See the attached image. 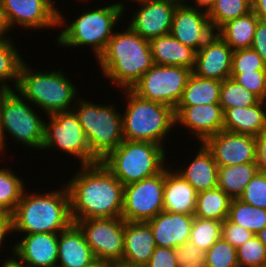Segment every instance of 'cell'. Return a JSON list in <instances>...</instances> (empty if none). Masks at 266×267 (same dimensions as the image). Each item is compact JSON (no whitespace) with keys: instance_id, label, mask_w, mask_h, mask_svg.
I'll use <instances>...</instances> for the list:
<instances>
[{"instance_id":"1","label":"cell","mask_w":266,"mask_h":267,"mask_svg":"<svg viewBox=\"0 0 266 267\" xmlns=\"http://www.w3.org/2000/svg\"><path fill=\"white\" fill-rule=\"evenodd\" d=\"M75 174L65 185L69 192L73 223L122 216L124 185L101 161L82 165Z\"/></svg>"},{"instance_id":"2","label":"cell","mask_w":266,"mask_h":267,"mask_svg":"<svg viewBox=\"0 0 266 267\" xmlns=\"http://www.w3.org/2000/svg\"><path fill=\"white\" fill-rule=\"evenodd\" d=\"M96 60L105 78L122 90L132 89L154 65L149 40L129 26L122 32H114L105 51Z\"/></svg>"},{"instance_id":"3","label":"cell","mask_w":266,"mask_h":267,"mask_svg":"<svg viewBox=\"0 0 266 267\" xmlns=\"http://www.w3.org/2000/svg\"><path fill=\"white\" fill-rule=\"evenodd\" d=\"M12 232L60 233L72 223L70 197L65 184L47 193H27L11 214Z\"/></svg>"},{"instance_id":"4","label":"cell","mask_w":266,"mask_h":267,"mask_svg":"<svg viewBox=\"0 0 266 267\" xmlns=\"http://www.w3.org/2000/svg\"><path fill=\"white\" fill-rule=\"evenodd\" d=\"M29 66L26 62L22 63L16 91L30 101V106L35 104L36 108L42 109L47 116L73 110L78 89L65 77L62 70L38 72ZM71 103L74 104L71 106Z\"/></svg>"},{"instance_id":"5","label":"cell","mask_w":266,"mask_h":267,"mask_svg":"<svg viewBox=\"0 0 266 267\" xmlns=\"http://www.w3.org/2000/svg\"><path fill=\"white\" fill-rule=\"evenodd\" d=\"M122 91L127 98L126 110L122 113L123 138L163 146L168 132L175 127V109L143 99L131 89Z\"/></svg>"},{"instance_id":"6","label":"cell","mask_w":266,"mask_h":267,"mask_svg":"<svg viewBox=\"0 0 266 267\" xmlns=\"http://www.w3.org/2000/svg\"><path fill=\"white\" fill-rule=\"evenodd\" d=\"M123 2L107 4L101 8L87 9L59 33V46L78 48L90 46L98 59L105 51L120 18L126 10Z\"/></svg>"},{"instance_id":"7","label":"cell","mask_w":266,"mask_h":267,"mask_svg":"<svg viewBox=\"0 0 266 267\" xmlns=\"http://www.w3.org/2000/svg\"><path fill=\"white\" fill-rule=\"evenodd\" d=\"M164 148L156 143L124 139L101 162L126 186L160 173L166 167Z\"/></svg>"},{"instance_id":"8","label":"cell","mask_w":266,"mask_h":267,"mask_svg":"<svg viewBox=\"0 0 266 267\" xmlns=\"http://www.w3.org/2000/svg\"><path fill=\"white\" fill-rule=\"evenodd\" d=\"M73 110L84 129L90 151L98 161L103 160L124 140L122 114L117 112L113 104L96 105L77 97Z\"/></svg>"},{"instance_id":"9","label":"cell","mask_w":266,"mask_h":267,"mask_svg":"<svg viewBox=\"0 0 266 267\" xmlns=\"http://www.w3.org/2000/svg\"><path fill=\"white\" fill-rule=\"evenodd\" d=\"M16 89L10 90L4 97L1 112L0 153L5 152V132L14 139L39 151L44 142L45 120H42L28 101L21 97ZM13 137V138H12Z\"/></svg>"},{"instance_id":"10","label":"cell","mask_w":266,"mask_h":267,"mask_svg":"<svg viewBox=\"0 0 266 267\" xmlns=\"http://www.w3.org/2000/svg\"><path fill=\"white\" fill-rule=\"evenodd\" d=\"M48 120L45 121L41 150L58 148L63 153L78 158L80 166L99 162L90 151L84 129L74 110L53 113L48 115Z\"/></svg>"},{"instance_id":"11","label":"cell","mask_w":266,"mask_h":267,"mask_svg":"<svg viewBox=\"0 0 266 267\" xmlns=\"http://www.w3.org/2000/svg\"><path fill=\"white\" fill-rule=\"evenodd\" d=\"M191 74V69L182 66L154 64L131 90L143 99L175 109Z\"/></svg>"},{"instance_id":"12","label":"cell","mask_w":266,"mask_h":267,"mask_svg":"<svg viewBox=\"0 0 266 267\" xmlns=\"http://www.w3.org/2000/svg\"><path fill=\"white\" fill-rule=\"evenodd\" d=\"M165 168L158 174L124 186L122 218L148 221L163 211Z\"/></svg>"},{"instance_id":"13","label":"cell","mask_w":266,"mask_h":267,"mask_svg":"<svg viewBox=\"0 0 266 267\" xmlns=\"http://www.w3.org/2000/svg\"><path fill=\"white\" fill-rule=\"evenodd\" d=\"M96 260L115 264L124 251V219L98 218L76 221Z\"/></svg>"},{"instance_id":"14","label":"cell","mask_w":266,"mask_h":267,"mask_svg":"<svg viewBox=\"0 0 266 267\" xmlns=\"http://www.w3.org/2000/svg\"><path fill=\"white\" fill-rule=\"evenodd\" d=\"M1 4L12 30L15 25L31 30L62 28L67 22L54 0H1Z\"/></svg>"},{"instance_id":"15","label":"cell","mask_w":266,"mask_h":267,"mask_svg":"<svg viewBox=\"0 0 266 267\" xmlns=\"http://www.w3.org/2000/svg\"><path fill=\"white\" fill-rule=\"evenodd\" d=\"M218 166H233L256 162V137L220 131L204 143Z\"/></svg>"},{"instance_id":"16","label":"cell","mask_w":266,"mask_h":267,"mask_svg":"<svg viewBox=\"0 0 266 267\" xmlns=\"http://www.w3.org/2000/svg\"><path fill=\"white\" fill-rule=\"evenodd\" d=\"M128 26L146 40L170 34L173 15L177 5L166 0H143L137 2Z\"/></svg>"},{"instance_id":"17","label":"cell","mask_w":266,"mask_h":267,"mask_svg":"<svg viewBox=\"0 0 266 267\" xmlns=\"http://www.w3.org/2000/svg\"><path fill=\"white\" fill-rule=\"evenodd\" d=\"M208 14L189 6H177L170 34L197 52L214 34Z\"/></svg>"},{"instance_id":"18","label":"cell","mask_w":266,"mask_h":267,"mask_svg":"<svg viewBox=\"0 0 266 267\" xmlns=\"http://www.w3.org/2000/svg\"><path fill=\"white\" fill-rule=\"evenodd\" d=\"M185 126L190 134L204 143L209 137L223 130V110L219 103L175 108V126Z\"/></svg>"},{"instance_id":"19","label":"cell","mask_w":266,"mask_h":267,"mask_svg":"<svg viewBox=\"0 0 266 267\" xmlns=\"http://www.w3.org/2000/svg\"><path fill=\"white\" fill-rule=\"evenodd\" d=\"M233 49L215 33L195 53L192 73L197 77L224 81L230 78Z\"/></svg>"},{"instance_id":"20","label":"cell","mask_w":266,"mask_h":267,"mask_svg":"<svg viewBox=\"0 0 266 267\" xmlns=\"http://www.w3.org/2000/svg\"><path fill=\"white\" fill-rule=\"evenodd\" d=\"M58 234H24L12 248V255L27 267H57Z\"/></svg>"},{"instance_id":"21","label":"cell","mask_w":266,"mask_h":267,"mask_svg":"<svg viewBox=\"0 0 266 267\" xmlns=\"http://www.w3.org/2000/svg\"><path fill=\"white\" fill-rule=\"evenodd\" d=\"M194 215L162 211L146 221L157 247L176 248L190 239Z\"/></svg>"},{"instance_id":"22","label":"cell","mask_w":266,"mask_h":267,"mask_svg":"<svg viewBox=\"0 0 266 267\" xmlns=\"http://www.w3.org/2000/svg\"><path fill=\"white\" fill-rule=\"evenodd\" d=\"M156 243L147 222H128L124 220V251L121 262L146 266Z\"/></svg>"},{"instance_id":"23","label":"cell","mask_w":266,"mask_h":267,"mask_svg":"<svg viewBox=\"0 0 266 267\" xmlns=\"http://www.w3.org/2000/svg\"><path fill=\"white\" fill-rule=\"evenodd\" d=\"M96 261L83 232L75 223L58 234L57 267H88Z\"/></svg>"},{"instance_id":"24","label":"cell","mask_w":266,"mask_h":267,"mask_svg":"<svg viewBox=\"0 0 266 267\" xmlns=\"http://www.w3.org/2000/svg\"><path fill=\"white\" fill-rule=\"evenodd\" d=\"M198 192L176 170L165 167L163 211L194 215Z\"/></svg>"},{"instance_id":"25","label":"cell","mask_w":266,"mask_h":267,"mask_svg":"<svg viewBox=\"0 0 266 267\" xmlns=\"http://www.w3.org/2000/svg\"><path fill=\"white\" fill-rule=\"evenodd\" d=\"M266 128V101L223 111V130L257 137Z\"/></svg>"},{"instance_id":"26","label":"cell","mask_w":266,"mask_h":267,"mask_svg":"<svg viewBox=\"0 0 266 267\" xmlns=\"http://www.w3.org/2000/svg\"><path fill=\"white\" fill-rule=\"evenodd\" d=\"M194 159L184 169L177 173L188 181L197 192L217 188L218 165L212 153L202 143Z\"/></svg>"},{"instance_id":"27","label":"cell","mask_w":266,"mask_h":267,"mask_svg":"<svg viewBox=\"0 0 266 267\" xmlns=\"http://www.w3.org/2000/svg\"><path fill=\"white\" fill-rule=\"evenodd\" d=\"M154 64L164 66H182L193 70L195 51L185 46L171 34L149 40Z\"/></svg>"},{"instance_id":"28","label":"cell","mask_w":266,"mask_h":267,"mask_svg":"<svg viewBox=\"0 0 266 267\" xmlns=\"http://www.w3.org/2000/svg\"><path fill=\"white\" fill-rule=\"evenodd\" d=\"M259 18L252 11L225 23L216 33L233 49L251 48Z\"/></svg>"},{"instance_id":"29","label":"cell","mask_w":266,"mask_h":267,"mask_svg":"<svg viewBox=\"0 0 266 267\" xmlns=\"http://www.w3.org/2000/svg\"><path fill=\"white\" fill-rule=\"evenodd\" d=\"M256 162L233 166H218V185L231 199L239 198L247 184L259 171Z\"/></svg>"},{"instance_id":"30","label":"cell","mask_w":266,"mask_h":267,"mask_svg":"<svg viewBox=\"0 0 266 267\" xmlns=\"http://www.w3.org/2000/svg\"><path fill=\"white\" fill-rule=\"evenodd\" d=\"M222 81L205 79L191 74L177 106L219 103Z\"/></svg>"},{"instance_id":"31","label":"cell","mask_w":266,"mask_h":267,"mask_svg":"<svg viewBox=\"0 0 266 267\" xmlns=\"http://www.w3.org/2000/svg\"><path fill=\"white\" fill-rule=\"evenodd\" d=\"M231 200L218 187L198 192L194 216L223 222L228 217Z\"/></svg>"},{"instance_id":"32","label":"cell","mask_w":266,"mask_h":267,"mask_svg":"<svg viewBox=\"0 0 266 267\" xmlns=\"http://www.w3.org/2000/svg\"><path fill=\"white\" fill-rule=\"evenodd\" d=\"M227 219L257 234L266 227V209L251 206L239 198H234L231 200Z\"/></svg>"},{"instance_id":"33","label":"cell","mask_w":266,"mask_h":267,"mask_svg":"<svg viewBox=\"0 0 266 267\" xmlns=\"http://www.w3.org/2000/svg\"><path fill=\"white\" fill-rule=\"evenodd\" d=\"M11 39L0 40V86L10 89H16L19 80V72L22 63L25 61L22 55L14 47ZM14 82L13 87L8 83ZM8 83V84H7Z\"/></svg>"},{"instance_id":"34","label":"cell","mask_w":266,"mask_h":267,"mask_svg":"<svg viewBox=\"0 0 266 267\" xmlns=\"http://www.w3.org/2000/svg\"><path fill=\"white\" fill-rule=\"evenodd\" d=\"M252 12V0H216L207 13L217 32L225 23Z\"/></svg>"},{"instance_id":"35","label":"cell","mask_w":266,"mask_h":267,"mask_svg":"<svg viewBox=\"0 0 266 267\" xmlns=\"http://www.w3.org/2000/svg\"><path fill=\"white\" fill-rule=\"evenodd\" d=\"M23 179L10 168L0 167V212L12 214L26 189Z\"/></svg>"},{"instance_id":"36","label":"cell","mask_w":266,"mask_h":267,"mask_svg":"<svg viewBox=\"0 0 266 267\" xmlns=\"http://www.w3.org/2000/svg\"><path fill=\"white\" fill-rule=\"evenodd\" d=\"M259 101L260 99L256 95L236 83L232 78L222 81L219 104L223 111L235 107L253 106Z\"/></svg>"},{"instance_id":"37","label":"cell","mask_w":266,"mask_h":267,"mask_svg":"<svg viewBox=\"0 0 266 267\" xmlns=\"http://www.w3.org/2000/svg\"><path fill=\"white\" fill-rule=\"evenodd\" d=\"M222 221L202 219L194 216L190 232V241L207 252L221 237Z\"/></svg>"},{"instance_id":"38","label":"cell","mask_w":266,"mask_h":267,"mask_svg":"<svg viewBox=\"0 0 266 267\" xmlns=\"http://www.w3.org/2000/svg\"><path fill=\"white\" fill-rule=\"evenodd\" d=\"M236 252L239 267H266V246L255 234Z\"/></svg>"},{"instance_id":"39","label":"cell","mask_w":266,"mask_h":267,"mask_svg":"<svg viewBox=\"0 0 266 267\" xmlns=\"http://www.w3.org/2000/svg\"><path fill=\"white\" fill-rule=\"evenodd\" d=\"M206 267H239L236 248L220 237L205 252Z\"/></svg>"},{"instance_id":"40","label":"cell","mask_w":266,"mask_h":267,"mask_svg":"<svg viewBox=\"0 0 266 267\" xmlns=\"http://www.w3.org/2000/svg\"><path fill=\"white\" fill-rule=\"evenodd\" d=\"M266 71V64L252 48L233 51L231 73Z\"/></svg>"},{"instance_id":"41","label":"cell","mask_w":266,"mask_h":267,"mask_svg":"<svg viewBox=\"0 0 266 267\" xmlns=\"http://www.w3.org/2000/svg\"><path fill=\"white\" fill-rule=\"evenodd\" d=\"M251 206L266 209V171L259 170L247 184L243 194L239 197Z\"/></svg>"},{"instance_id":"42","label":"cell","mask_w":266,"mask_h":267,"mask_svg":"<svg viewBox=\"0 0 266 267\" xmlns=\"http://www.w3.org/2000/svg\"><path fill=\"white\" fill-rule=\"evenodd\" d=\"M230 78L256 95L260 100L266 101V71L230 73Z\"/></svg>"},{"instance_id":"43","label":"cell","mask_w":266,"mask_h":267,"mask_svg":"<svg viewBox=\"0 0 266 267\" xmlns=\"http://www.w3.org/2000/svg\"><path fill=\"white\" fill-rule=\"evenodd\" d=\"M179 267H206L205 251L190 240L174 248Z\"/></svg>"},{"instance_id":"44","label":"cell","mask_w":266,"mask_h":267,"mask_svg":"<svg viewBox=\"0 0 266 267\" xmlns=\"http://www.w3.org/2000/svg\"><path fill=\"white\" fill-rule=\"evenodd\" d=\"M254 234L227 218L222 222L221 237L235 248L247 242Z\"/></svg>"},{"instance_id":"45","label":"cell","mask_w":266,"mask_h":267,"mask_svg":"<svg viewBox=\"0 0 266 267\" xmlns=\"http://www.w3.org/2000/svg\"><path fill=\"white\" fill-rule=\"evenodd\" d=\"M146 267H179L174 249L156 247Z\"/></svg>"},{"instance_id":"46","label":"cell","mask_w":266,"mask_h":267,"mask_svg":"<svg viewBox=\"0 0 266 267\" xmlns=\"http://www.w3.org/2000/svg\"><path fill=\"white\" fill-rule=\"evenodd\" d=\"M251 48L257 52L266 64V22L258 21L255 29L254 39Z\"/></svg>"},{"instance_id":"47","label":"cell","mask_w":266,"mask_h":267,"mask_svg":"<svg viewBox=\"0 0 266 267\" xmlns=\"http://www.w3.org/2000/svg\"><path fill=\"white\" fill-rule=\"evenodd\" d=\"M256 163L266 171V128L256 137Z\"/></svg>"},{"instance_id":"48","label":"cell","mask_w":266,"mask_h":267,"mask_svg":"<svg viewBox=\"0 0 266 267\" xmlns=\"http://www.w3.org/2000/svg\"><path fill=\"white\" fill-rule=\"evenodd\" d=\"M12 232V219L11 215L0 212V249L3 242L6 240V236L11 235Z\"/></svg>"},{"instance_id":"49","label":"cell","mask_w":266,"mask_h":267,"mask_svg":"<svg viewBox=\"0 0 266 267\" xmlns=\"http://www.w3.org/2000/svg\"><path fill=\"white\" fill-rule=\"evenodd\" d=\"M10 23L8 21L6 12L3 10L2 4L0 2V40L10 39L6 36L11 30Z\"/></svg>"},{"instance_id":"50","label":"cell","mask_w":266,"mask_h":267,"mask_svg":"<svg viewBox=\"0 0 266 267\" xmlns=\"http://www.w3.org/2000/svg\"><path fill=\"white\" fill-rule=\"evenodd\" d=\"M252 11L259 20L266 22V0H252Z\"/></svg>"},{"instance_id":"51","label":"cell","mask_w":266,"mask_h":267,"mask_svg":"<svg viewBox=\"0 0 266 267\" xmlns=\"http://www.w3.org/2000/svg\"><path fill=\"white\" fill-rule=\"evenodd\" d=\"M193 1L195 2L194 6H192L191 4L187 6L192 7V8H197L199 10H202L208 13L210 9L212 8V6L214 5L216 0H193ZM195 4H196V7H195Z\"/></svg>"},{"instance_id":"52","label":"cell","mask_w":266,"mask_h":267,"mask_svg":"<svg viewBox=\"0 0 266 267\" xmlns=\"http://www.w3.org/2000/svg\"><path fill=\"white\" fill-rule=\"evenodd\" d=\"M2 267H27L26 265L19 262L13 255L11 258L3 260Z\"/></svg>"},{"instance_id":"53","label":"cell","mask_w":266,"mask_h":267,"mask_svg":"<svg viewBox=\"0 0 266 267\" xmlns=\"http://www.w3.org/2000/svg\"><path fill=\"white\" fill-rule=\"evenodd\" d=\"M10 91V89L4 88L0 86V127H1V112H2V106H3V100L5 95Z\"/></svg>"},{"instance_id":"54","label":"cell","mask_w":266,"mask_h":267,"mask_svg":"<svg viewBox=\"0 0 266 267\" xmlns=\"http://www.w3.org/2000/svg\"><path fill=\"white\" fill-rule=\"evenodd\" d=\"M260 241L266 246V227H264L261 231L255 234Z\"/></svg>"},{"instance_id":"55","label":"cell","mask_w":266,"mask_h":267,"mask_svg":"<svg viewBox=\"0 0 266 267\" xmlns=\"http://www.w3.org/2000/svg\"><path fill=\"white\" fill-rule=\"evenodd\" d=\"M88 267H112V265L107 262H102V261L97 260L96 262H94Z\"/></svg>"},{"instance_id":"56","label":"cell","mask_w":266,"mask_h":267,"mask_svg":"<svg viewBox=\"0 0 266 267\" xmlns=\"http://www.w3.org/2000/svg\"><path fill=\"white\" fill-rule=\"evenodd\" d=\"M166 1L173 3L177 6H187L190 0H188V1L187 0H166Z\"/></svg>"},{"instance_id":"57","label":"cell","mask_w":266,"mask_h":267,"mask_svg":"<svg viewBox=\"0 0 266 267\" xmlns=\"http://www.w3.org/2000/svg\"><path fill=\"white\" fill-rule=\"evenodd\" d=\"M112 267H146V266L131 265L125 262H119L112 264Z\"/></svg>"},{"instance_id":"58","label":"cell","mask_w":266,"mask_h":267,"mask_svg":"<svg viewBox=\"0 0 266 267\" xmlns=\"http://www.w3.org/2000/svg\"><path fill=\"white\" fill-rule=\"evenodd\" d=\"M128 1V0H127ZM131 1V0H130ZM132 1H134V2H139V1H143V0H132Z\"/></svg>"}]
</instances>
